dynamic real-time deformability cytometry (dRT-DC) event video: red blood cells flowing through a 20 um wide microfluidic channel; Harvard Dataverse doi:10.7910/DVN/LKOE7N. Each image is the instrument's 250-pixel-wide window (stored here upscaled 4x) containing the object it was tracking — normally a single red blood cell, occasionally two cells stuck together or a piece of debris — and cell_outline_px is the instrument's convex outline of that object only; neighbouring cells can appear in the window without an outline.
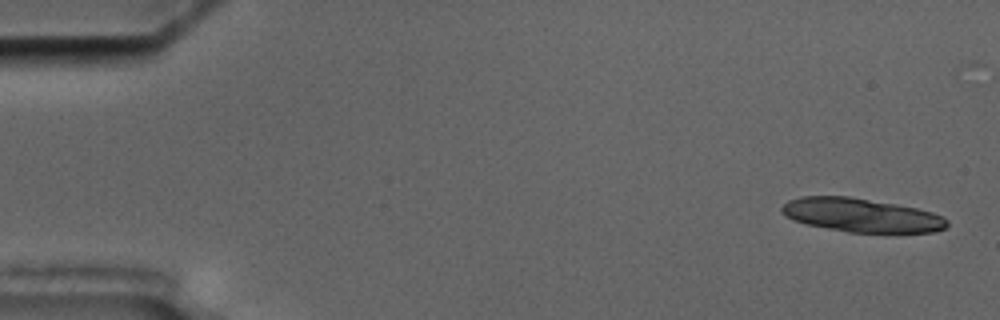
{"species": "common noctule bat (a hibernating species)", "species_latin": "Nyctalus noctula", "temperature_condition": "cold", "stored_images_in_passage": 7, "camera_frame_rate_fps": 3000, "um_per_image_px": 0.085, "animal": {"sex": "male", "body_mass_g": 17.5, "forearm_length_mm": 52.3}, "frame": {"image": 1, "passage_image": 1, "time_ms": 0.0, "image_size_px": [1000, 320], "cell_outline_px": [[948, 224], [944, 228], [932, 232], [896, 236], [848, 232], [808, 224], [796, 220], [780, 212], [780, 208], [788, 200], [800, 196], [848, 196], [896, 204], [916, 208], [932, 212], [944, 216], [948, 220]], "centroid_in_image_um": [73.32, 18.33], "position_along_channel_um": 11.7, "area_um2": 33.41}}